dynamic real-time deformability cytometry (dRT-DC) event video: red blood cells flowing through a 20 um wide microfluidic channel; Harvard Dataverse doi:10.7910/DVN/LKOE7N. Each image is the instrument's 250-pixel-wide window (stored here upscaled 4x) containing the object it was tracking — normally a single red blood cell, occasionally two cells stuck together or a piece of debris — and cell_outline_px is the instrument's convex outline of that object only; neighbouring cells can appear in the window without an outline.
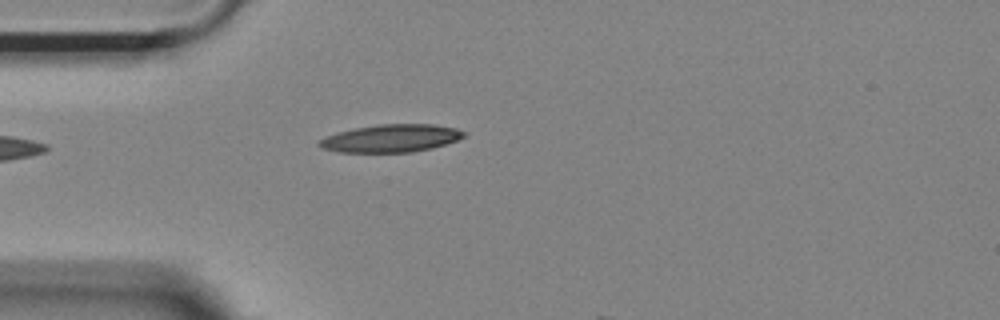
{"species": "Egyptian fruit bat (a non-hibernating species)", "species_latin": "Rousettus aegyptiacus", "temperature_condition": "room temperature", "stored_images_in_passage": 3, "camera_frame_rate_fps": 3000, "um_per_image_px": 0.085, "animal": {"sex": "female"}, "frame": {"image": 1, "passage_image": 1, "time_ms": 0.0, "image_size_px": [1000, 320], "cell_outline_px": [[464, 136], [456, 140], [432, 148], [412, 152], [340, 152], [324, 148], [316, 144], [320, 140], [336, 132], [376, 124], [436, 124], [456, 128], [464, 132]], "centroid_in_image_um": [33.24, 11.75], "position_along_channel_um": 51.8, "area_um2": 23.18}}